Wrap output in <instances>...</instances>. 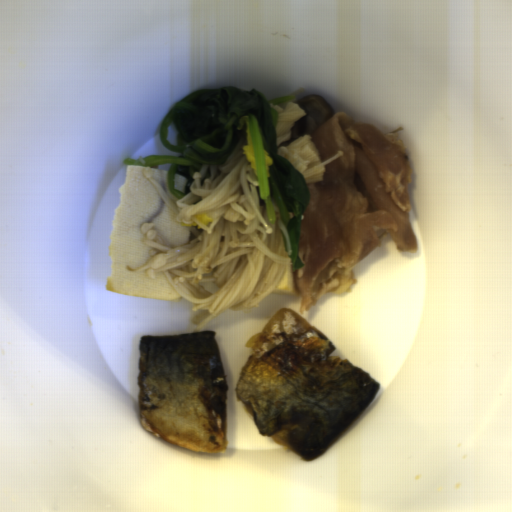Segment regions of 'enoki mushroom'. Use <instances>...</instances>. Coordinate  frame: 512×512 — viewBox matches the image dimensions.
I'll use <instances>...</instances> for the list:
<instances>
[{"instance_id": "obj_3", "label": "enoki mushroom", "mask_w": 512, "mask_h": 512, "mask_svg": "<svg viewBox=\"0 0 512 512\" xmlns=\"http://www.w3.org/2000/svg\"><path fill=\"white\" fill-rule=\"evenodd\" d=\"M269 106L273 107L278 113L277 125L275 127L277 134L275 144L278 147L283 142L288 141L295 122L306 114L296 102L288 101L284 106L270 103Z\"/></svg>"}, {"instance_id": "obj_2", "label": "enoki mushroom", "mask_w": 512, "mask_h": 512, "mask_svg": "<svg viewBox=\"0 0 512 512\" xmlns=\"http://www.w3.org/2000/svg\"><path fill=\"white\" fill-rule=\"evenodd\" d=\"M277 155L287 159L296 168L306 184L324 182L325 169L343 152L336 151L331 157L321 161L319 150L313 142L312 134L302 135L288 146L278 147Z\"/></svg>"}, {"instance_id": "obj_1", "label": "enoki mushroom", "mask_w": 512, "mask_h": 512, "mask_svg": "<svg viewBox=\"0 0 512 512\" xmlns=\"http://www.w3.org/2000/svg\"><path fill=\"white\" fill-rule=\"evenodd\" d=\"M247 134L239 138L220 165H202L194 172L189 192L173 202L143 167L149 182L166 201L174 219L189 230L183 246H164L154 224L140 226L143 244L151 247L149 261L126 272L146 271L150 280L164 273L175 291L196 311L194 332L226 310L253 311L276 288L292 262V244L279 208L273 201L275 222L269 223L261 205L258 176L243 152ZM213 222L203 225L193 215L201 211ZM196 221L203 229L182 225Z\"/></svg>"}, {"instance_id": "obj_4", "label": "enoki mushroom", "mask_w": 512, "mask_h": 512, "mask_svg": "<svg viewBox=\"0 0 512 512\" xmlns=\"http://www.w3.org/2000/svg\"><path fill=\"white\" fill-rule=\"evenodd\" d=\"M302 92H304V87L298 88L297 90L292 92L290 96H294L295 97V96H298L299 94H301Z\"/></svg>"}]
</instances>
